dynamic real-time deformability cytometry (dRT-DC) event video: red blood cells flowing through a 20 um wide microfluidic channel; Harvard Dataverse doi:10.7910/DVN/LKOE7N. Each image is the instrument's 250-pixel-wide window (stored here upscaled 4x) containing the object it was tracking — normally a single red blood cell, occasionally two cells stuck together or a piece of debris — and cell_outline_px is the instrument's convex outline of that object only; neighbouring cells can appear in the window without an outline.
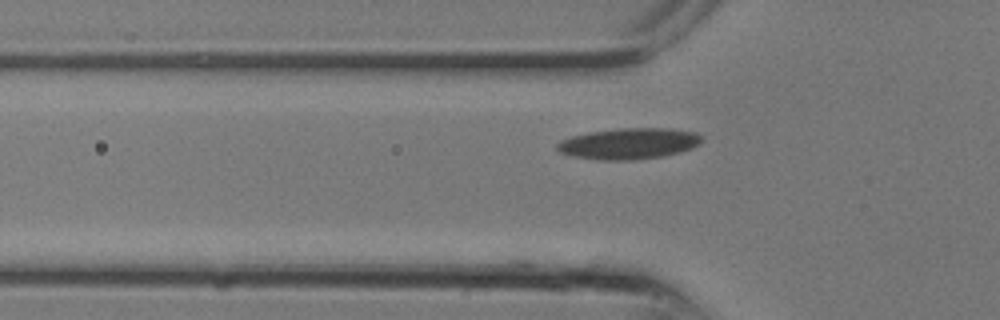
{"species": "common noctule bat (a hibernating species)", "species_latin": "Nyctalus noctula", "temperature_condition": "room temperature", "stored_images_in_passage": 7, "camera_frame_rate_fps": 3000, "um_per_image_px": 0.085, "animal": {"sex": "male", "body_mass_g": 13.3}, "frame": {"image": 1, "passage_image": 3, "time_ms": 0.667, "image_size_px": [1000, 320], "cell_outline_px": [[700, 144], [692, 148], [680, 152], [664, 156], [632, 160], [600, 160], [576, 156], [560, 152], [556, 148], [556, 144], [560, 140], [572, 136], [588, 132], [620, 128], [664, 128], [692, 132], [700, 136]], "centroid_in_image_um": [53.42, 12.21], "position_along_channel_um": 72.4, "area_um2": 25.95}}
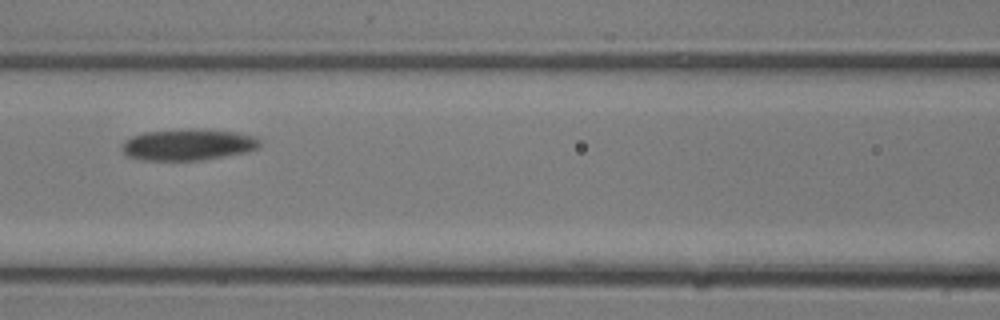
{"frame": {"image": 2, "passage_image": 6, "time_ms": 1.667, "image_size_px": [1000, 320], "cell_outline_px": [[260, 144], [256, 148], [248, 152], [200, 160], [144, 160], [128, 156], [120, 148], [120, 144], [124, 140], [132, 136], [144, 132], [192, 128], [200, 128], [236, 132], [256, 136], [260, 140]], "centroid_in_image_um": [15.97, 12.28], "position_along_channel_um": 150.6, "area_um2": 25.43}}